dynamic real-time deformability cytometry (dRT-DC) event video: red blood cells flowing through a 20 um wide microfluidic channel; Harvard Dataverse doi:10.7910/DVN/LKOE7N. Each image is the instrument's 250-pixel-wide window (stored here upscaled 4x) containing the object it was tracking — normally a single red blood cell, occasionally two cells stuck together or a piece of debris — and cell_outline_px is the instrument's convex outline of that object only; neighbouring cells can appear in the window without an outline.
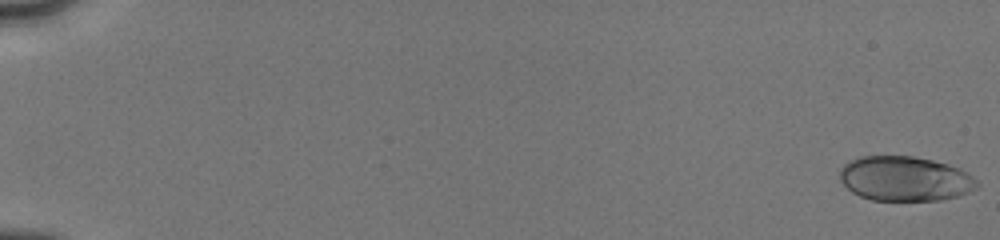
{"species": "human", "species_latin": "Homo sapiens", "temperature_condition": "cold", "stored_images_in_passage": 12, "camera_frame_rate_fps": 3000, "um_per_image_px": 0.085, "donor": {"sex": "male"}, "frame": {"image": 1, "passage_image": 1, "time_ms": 0.0, "image_size_px": [1000, 240], "cell_outline_px": [[980, 184], [976, 188], [960, 196], [940, 200], [872, 200], [860, 196], [852, 192], [840, 180], [840, 168], [848, 160], [860, 156], [912, 156], [932, 160], [948, 164], [960, 168], [972, 176]], "centroid_in_image_um": [76.92, 15.18], "position_along_channel_um": 8.1, "area_um2": 35.89}}
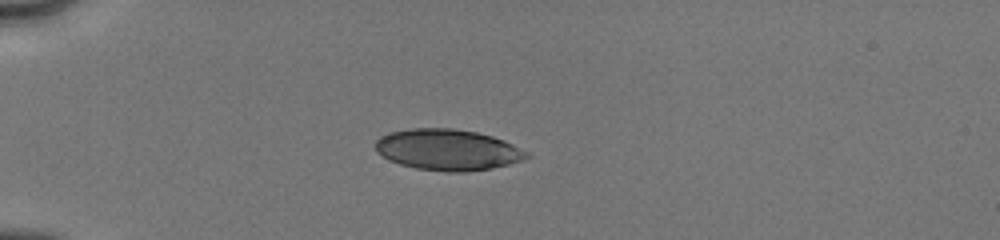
{"frame": {"image": 2, "passage_image": 9, "time_ms": 5.0, "image_size_px": [1000, 240], "cell_outline_px": [[532, 156], [508, 164], [492, 168], [464, 172], [448, 172], [416, 168], [400, 164], [388, 160], [376, 152], [376, 140], [380, 136], [392, 132], [408, 128], [452, 128], [476, 132], [492, 136], [504, 140], [528, 152]], "centroid_in_image_um": [38.04, 12.73], "position_along_channel_um": 47.0, "area_um2": 36.18}}
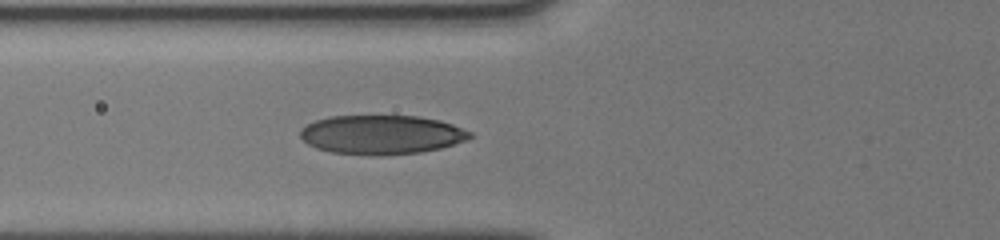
{"frame": {"image": 3, "passage_image": 12, "time_ms": 7.0, "image_size_px": [1000, 240], "cell_outline_px": [[472, 136], [468, 140], [440, 148], [420, 152], [332, 152], [316, 148], [308, 144], [300, 136], [300, 128], [316, 120], [328, 116], [416, 116], [440, 120], [452, 124], [472, 132]], "centroid_in_image_um": [32.45, 11.39], "position_along_channel_um": 93.4, "area_um2": 37.45}}